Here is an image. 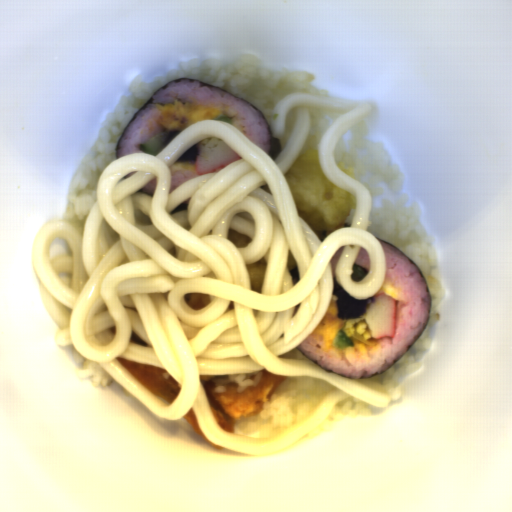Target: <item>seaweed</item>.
Listing matches in <instances>:
<instances>
[{
  "label": "seaweed",
  "instance_id": "1faa68ee",
  "mask_svg": "<svg viewBox=\"0 0 512 512\" xmlns=\"http://www.w3.org/2000/svg\"><path fill=\"white\" fill-rule=\"evenodd\" d=\"M180 80H188V81H193V82H198V83H201V84H204L206 86H209V87H212V88H215L217 90H220V91H223L229 95H231L232 97L244 102L245 104L251 106L252 108H254L264 119V122H265V126H266V129H267V132H268V136H269V140H270V145H269V151H268V155L275 161L281 154V152H283V148H282V144L279 140V138H274L272 133H271V127L266 119V117L264 116V114L260 111V109L252 104H250L249 102L237 97V96H234L224 90H221L219 88H216L214 86H211L209 84H206L204 82H201L199 80H194V79H189V78H179V79H176V80H172V81H168L167 83H165L164 85H162L161 87H159L155 93L133 114V116L130 118V120L127 122V124L124 126L117 142H116V148H115V160L118 159V155H119V143L123 137V135L125 134L129 124L132 122V120L137 116V114L143 110L144 108H146L152 101L153 97L158 94L161 90H163L165 87H167L169 84H171L172 82H176V81H180Z\"/></svg>",
  "mask_w": 512,
  "mask_h": 512
},
{
  "label": "seaweed",
  "instance_id": "45ffbabd",
  "mask_svg": "<svg viewBox=\"0 0 512 512\" xmlns=\"http://www.w3.org/2000/svg\"><path fill=\"white\" fill-rule=\"evenodd\" d=\"M378 239V238H377ZM379 242H384L394 248H396L398 251H400L405 257H407L413 264L414 266L420 271L425 283H426V287H427V293H428V302H429V313H428V319H427V323L422 331V333L419 335V337L416 339V341L412 344V346L405 352L403 353L392 365H390L385 371L375 375V376H372L371 378H375L383 373H386L390 368H392L414 345L415 343L422 337L423 333L425 332V330L427 329L428 325H429V321H430V315H431V294H430V287H429V283L427 281V279L425 278L423 272L420 270V268L416 265V263L405 253L403 252L402 250H400L399 248H397L396 246H394L393 244L391 243H388L384 240H381V239H378Z\"/></svg>",
  "mask_w": 512,
  "mask_h": 512
}]
</instances>
